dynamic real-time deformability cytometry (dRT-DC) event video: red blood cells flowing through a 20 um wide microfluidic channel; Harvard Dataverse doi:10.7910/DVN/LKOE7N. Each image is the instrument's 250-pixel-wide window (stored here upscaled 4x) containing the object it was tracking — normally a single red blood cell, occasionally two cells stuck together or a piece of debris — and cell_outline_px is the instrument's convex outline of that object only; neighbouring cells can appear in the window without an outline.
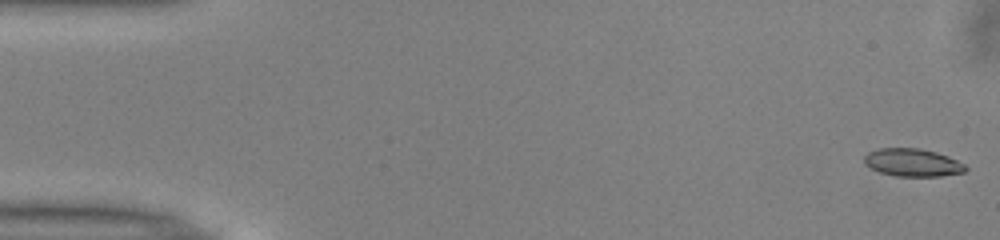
{"species": "common noctule bat (a hibernating species)", "species_latin": "Nyctalus noctula", "temperature_condition": "warm", "stored_images_in_passage": 13, "camera_frame_rate_fps": 3000, "um_per_image_px": 0.085, "animal": {"sex": "male", "body_mass_g": 13.0, "forearm_length_mm": 53.1}, "frame": {"image": 1, "passage_image": 1, "time_ms": 0.0, "image_size_px": [1000, 240], "cell_outline_px": [[968, 168], [964, 172], [940, 176], [896, 176], [880, 172], [864, 164], [864, 156], [868, 152], [880, 148], [920, 148], [936, 152], [948, 156], [964, 164]], "centroid_in_image_um": [77.56, 13.81], "position_along_channel_um": 7.4, "area_um2": 16.36}}